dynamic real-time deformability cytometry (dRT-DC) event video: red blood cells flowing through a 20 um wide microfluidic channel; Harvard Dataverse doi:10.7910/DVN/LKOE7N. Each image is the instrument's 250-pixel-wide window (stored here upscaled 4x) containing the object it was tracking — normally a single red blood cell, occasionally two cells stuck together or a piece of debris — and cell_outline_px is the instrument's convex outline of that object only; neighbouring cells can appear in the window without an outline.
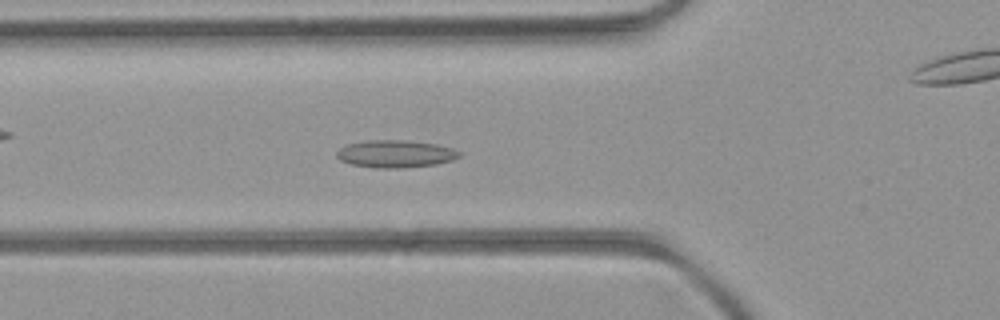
{"species": "common noctule bat (a hibernating species)", "species_latin": "Nyctalus noctula", "temperature_condition": "room temperature", "stored_images_in_passage": 52, "camera_frame_rate_fps": 3000, "um_per_image_px": 0.085, "animal": {"sex": "female", "body_mass_g": 21.9}, "frame": {"image": 1, "passage_image": 18, "time_ms": 5.667, "image_size_px": [1000, 320], "cell_outline_px": [[460, 156], [452, 160], [436, 164], [400, 168], [376, 168], [352, 164], [340, 160], [336, 156], [336, 152], [340, 148], [348, 144], [368, 140], [404, 140], [436, 144], [452, 148], [460, 152]], "centroid_in_image_um": [33.6, 13.08], "position_along_channel_um": 92.2, "area_um2": 19.48}}
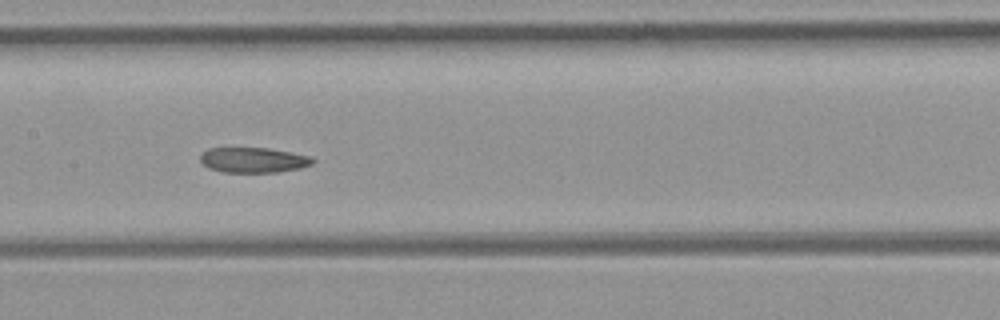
{"frame": {"image": 2, "passage_image": 25, "time_ms": 8.0, "image_size_px": [1000, 320], "cell_outline_px": [[316, 160], [312, 164], [300, 168], [276, 172], [220, 172], [208, 168], [200, 160], [200, 156], [208, 148], [268, 148], [292, 152], [312, 156]], "centroid_in_image_um": [21.56, 13.6], "position_along_channel_um": 185.8, "area_um2": 16.59}}
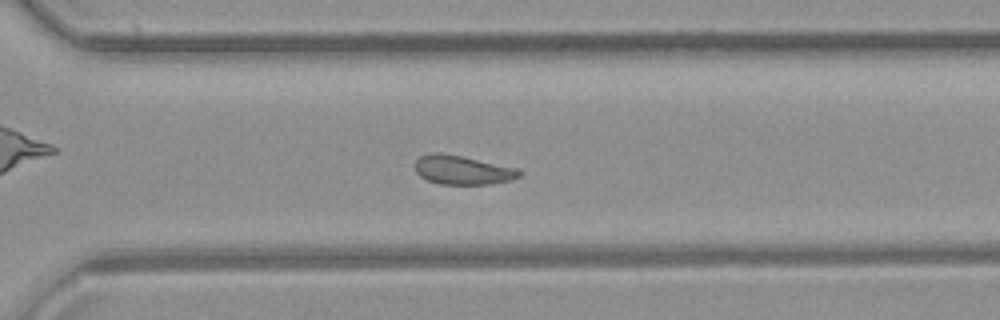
{"frame": {"image": 3, "passage_image": 36, "time_ms": 11.667, "image_size_px": [1000, 320], "cell_outline_px": [[520, 176], [508, 180], [492, 184], [440, 184], [428, 180], [420, 176], [416, 172], [416, 160], [420, 156], [428, 152], [440, 152], [460, 156], [516, 168], [520, 172]], "centroid_in_image_um": [39.25, 14.44], "position_along_channel_um": 331.3, "area_um2": 17.34}, "authors_computed_cell_mechanics": {"area_um2": 18.5827, "velocity_mm_per_s": 3.9801, "shape_relaxation_time_tau1_ms": null, "shape_relaxation_time_tau2_ms": 3.9102, "deformation_change_tau1": null, "deformation_change_tau2": 0.0944}}